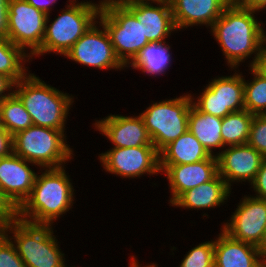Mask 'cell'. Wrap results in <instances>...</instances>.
<instances>
[{"label": "cell", "instance_id": "obj_39", "mask_svg": "<svg viewBox=\"0 0 266 267\" xmlns=\"http://www.w3.org/2000/svg\"><path fill=\"white\" fill-rule=\"evenodd\" d=\"M258 66L262 69V71L266 74V47L263 51L262 57L260 59V62Z\"/></svg>", "mask_w": 266, "mask_h": 267}, {"label": "cell", "instance_id": "obj_1", "mask_svg": "<svg viewBox=\"0 0 266 267\" xmlns=\"http://www.w3.org/2000/svg\"><path fill=\"white\" fill-rule=\"evenodd\" d=\"M254 14V11L241 8L233 0L211 27L228 65L233 69L253 53L256 55L250 67L258 66L266 47V32Z\"/></svg>", "mask_w": 266, "mask_h": 267}, {"label": "cell", "instance_id": "obj_23", "mask_svg": "<svg viewBox=\"0 0 266 267\" xmlns=\"http://www.w3.org/2000/svg\"><path fill=\"white\" fill-rule=\"evenodd\" d=\"M222 118L200 112L193 105L189 111L188 130L212 154V149L224 147L221 136Z\"/></svg>", "mask_w": 266, "mask_h": 267}, {"label": "cell", "instance_id": "obj_5", "mask_svg": "<svg viewBox=\"0 0 266 267\" xmlns=\"http://www.w3.org/2000/svg\"><path fill=\"white\" fill-rule=\"evenodd\" d=\"M71 3L66 10H62L51 24L47 26L49 16L46 18L45 36L41 48L34 54L39 56L47 52H56L65 55L76 41L94 24L98 23L101 7L92 2ZM73 2V3H72ZM76 3V4H75Z\"/></svg>", "mask_w": 266, "mask_h": 267}, {"label": "cell", "instance_id": "obj_12", "mask_svg": "<svg viewBox=\"0 0 266 267\" xmlns=\"http://www.w3.org/2000/svg\"><path fill=\"white\" fill-rule=\"evenodd\" d=\"M105 171L123 178L140 177L144 173L157 174L160 171V155L154 145L130 148H112L100 154Z\"/></svg>", "mask_w": 266, "mask_h": 267}, {"label": "cell", "instance_id": "obj_37", "mask_svg": "<svg viewBox=\"0 0 266 267\" xmlns=\"http://www.w3.org/2000/svg\"><path fill=\"white\" fill-rule=\"evenodd\" d=\"M13 87H14V82L6 75L0 74V102L4 98L9 97L13 93L9 92L8 94H5V91H8L9 89L12 91L11 88Z\"/></svg>", "mask_w": 266, "mask_h": 267}, {"label": "cell", "instance_id": "obj_18", "mask_svg": "<svg viewBox=\"0 0 266 267\" xmlns=\"http://www.w3.org/2000/svg\"><path fill=\"white\" fill-rule=\"evenodd\" d=\"M160 171L165 172L170 184L172 204L188 189L212 180L218 174L217 156L210 155L207 159L197 163L179 165H160Z\"/></svg>", "mask_w": 266, "mask_h": 267}, {"label": "cell", "instance_id": "obj_6", "mask_svg": "<svg viewBox=\"0 0 266 267\" xmlns=\"http://www.w3.org/2000/svg\"><path fill=\"white\" fill-rule=\"evenodd\" d=\"M12 141L16 155L44 169L63 167V163L72 159V149L65 144L61 130L31 125L13 135Z\"/></svg>", "mask_w": 266, "mask_h": 267}, {"label": "cell", "instance_id": "obj_38", "mask_svg": "<svg viewBox=\"0 0 266 267\" xmlns=\"http://www.w3.org/2000/svg\"><path fill=\"white\" fill-rule=\"evenodd\" d=\"M30 5L34 6L36 9L42 11L46 15H49L51 9L49 5L55 4L57 0H25Z\"/></svg>", "mask_w": 266, "mask_h": 267}, {"label": "cell", "instance_id": "obj_32", "mask_svg": "<svg viewBox=\"0 0 266 267\" xmlns=\"http://www.w3.org/2000/svg\"><path fill=\"white\" fill-rule=\"evenodd\" d=\"M18 219V208L0 189V231Z\"/></svg>", "mask_w": 266, "mask_h": 267}, {"label": "cell", "instance_id": "obj_24", "mask_svg": "<svg viewBox=\"0 0 266 267\" xmlns=\"http://www.w3.org/2000/svg\"><path fill=\"white\" fill-rule=\"evenodd\" d=\"M165 43L166 41L149 42L129 63L130 66L151 75L164 74L171 62L170 46Z\"/></svg>", "mask_w": 266, "mask_h": 267}, {"label": "cell", "instance_id": "obj_19", "mask_svg": "<svg viewBox=\"0 0 266 267\" xmlns=\"http://www.w3.org/2000/svg\"><path fill=\"white\" fill-rule=\"evenodd\" d=\"M233 0H170L176 29L198 24L213 26Z\"/></svg>", "mask_w": 266, "mask_h": 267}, {"label": "cell", "instance_id": "obj_33", "mask_svg": "<svg viewBox=\"0 0 266 267\" xmlns=\"http://www.w3.org/2000/svg\"><path fill=\"white\" fill-rule=\"evenodd\" d=\"M251 185L255 192H257V195L254 197L266 200V158L263 160Z\"/></svg>", "mask_w": 266, "mask_h": 267}, {"label": "cell", "instance_id": "obj_43", "mask_svg": "<svg viewBox=\"0 0 266 267\" xmlns=\"http://www.w3.org/2000/svg\"><path fill=\"white\" fill-rule=\"evenodd\" d=\"M0 128H4L2 124L1 108H0Z\"/></svg>", "mask_w": 266, "mask_h": 267}, {"label": "cell", "instance_id": "obj_30", "mask_svg": "<svg viewBox=\"0 0 266 267\" xmlns=\"http://www.w3.org/2000/svg\"><path fill=\"white\" fill-rule=\"evenodd\" d=\"M247 144L266 158V114L254 115Z\"/></svg>", "mask_w": 266, "mask_h": 267}, {"label": "cell", "instance_id": "obj_8", "mask_svg": "<svg viewBox=\"0 0 266 267\" xmlns=\"http://www.w3.org/2000/svg\"><path fill=\"white\" fill-rule=\"evenodd\" d=\"M106 28L115 53L126 66L149 43L144 24L122 4H109L100 9L98 20Z\"/></svg>", "mask_w": 266, "mask_h": 267}, {"label": "cell", "instance_id": "obj_29", "mask_svg": "<svg viewBox=\"0 0 266 267\" xmlns=\"http://www.w3.org/2000/svg\"><path fill=\"white\" fill-rule=\"evenodd\" d=\"M180 267H214V241L192 248L181 261Z\"/></svg>", "mask_w": 266, "mask_h": 267}, {"label": "cell", "instance_id": "obj_34", "mask_svg": "<svg viewBox=\"0 0 266 267\" xmlns=\"http://www.w3.org/2000/svg\"><path fill=\"white\" fill-rule=\"evenodd\" d=\"M13 152L12 135L4 128H0V158L6 157Z\"/></svg>", "mask_w": 266, "mask_h": 267}, {"label": "cell", "instance_id": "obj_31", "mask_svg": "<svg viewBox=\"0 0 266 267\" xmlns=\"http://www.w3.org/2000/svg\"><path fill=\"white\" fill-rule=\"evenodd\" d=\"M0 267H26L7 233L0 231Z\"/></svg>", "mask_w": 266, "mask_h": 267}, {"label": "cell", "instance_id": "obj_22", "mask_svg": "<svg viewBox=\"0 0 266 267\" xmlns=\"http://www.w3.org/2000/svg\"><path fill=\"white\" fill-rule=\"evenodd\" d=\"M159 155L160 165L197 163L210 156L189 130L165 146Z\"/></svg>", "mask_w": 266, "mask_h": 267}, {"label": "cell", "instance_id": "obj_4", "mask_svg": "<svg viewBox=\"0 0 266 267\" xmlns=\"http://www.w3.org/2000/svg\"><path fill=\"white\" fill-rule=\"evenodd\" d=\"M12 232L17 254L26 267H66L51 225L32 224L19 218L2 232Z\"/></svg>", "mask_w": 266, "mask_h": 267}, {"label": "cell", "instance_id": "obj_27", "mask_svg": "<svg viewBox=\"0 0 266 267\" xmlns=\"http://www.w3.org/2000/svg\"><path fill=\"white\" fill-rule=\"evenodd\" d=\"M0 108L3 127L12 136L33 125L30 114L14 93L0 102Z\"/></svg>", "mask_w": 266, "mask_h": 267}, {"label": "cell", "instance_id": "obj_7", "mask_svg": "<svg viewBox=\"0 0 266 267\" xmlns=\"http://www.w3.org/2000/svg\"><path fill=\"white\" fill-rule=\"evenodd\" d=\"M191 96L188 94L153 103L140 114L152 143L159 152L188 131L189 111L194 100Z\"/></svg>", "mask_w": 266, "mask_h": 267}, {"label": "cell", "instance_id": "obj_20", "mask_svg": "<svg viewBox=\"0 0 266 267\" xmlns=\"http://www.w3.org/2000/svg\"><path fill=\"white\" fill-rule=\"evenodd\" d=\"M221 231L214 241V267H264L259 247L235 240Z\"/></svg>", "mask_w": 266, "mask_h": 267}, {"label": "cell", "instance_id": "obj_26", "mask_svg": "<svg viewBox=\"0 0 266 267\" xmlns=\"http://www.w3.org/2000/svg\"><path fill=\"white\" fill-rule=\"evenodd\" d=\"M27 57L29 60V53L26 54L8 38L0 37V74L6 75L14 83H17L28 74L25 73L27 70L22 64Z\"/></svg>", "mask_w": 266, "mask_h": 267}, {"label": "cell", "instance_id": "obj_42", "mask_svg": "<svg viewBox=\"0 0 266 267\" xmlns=\"http://www.w3.org/2000/svg\"><path fill=\"white\" fill-rule=\"evenodd\" d=\"M135 257L133 256L131 259V263H130V267H140L139 265H138V262H137V260L136 259H134ZM145 267V266H144ZM146 267H157V265L156 264H154L153 263V265H147Z\"/></svg>", "mask_w": 266, "mask_h": 267}, {"label": "cell", "instance_id": "obj_13", "mask_svg": "<svg viewBox=\"0 0 266 267\" xmlns=\"http://www.w3.org/2000/svg\"><path fill=\"white\" fill-rule=\"evenodd\" d=\"M230 221L224 223V232L235 240L260 247L266 229V200L244 197Z\"/></svg>", "mask_w": 266, "mask_h": 267}, {"label": "cell", "instance_id": "obj_45", "mask_svg": "<svg viewBox=\"0 0 266 267\" xmlns=\"http://www.w3.org/2000/svg\"><path fill=\"white\" fill-rule=\"evenodd\" d=\"M264 267H266V257H264Z\"/></svg>", "mask_w": 266, "mask_h": 267}, {"label": "cell", "instance_id": "obj_40", "mask_svg": "<svg viewBox=\"0 0 266 267\" xmlns=\"http://www.w3.org/2000/svg\"><path fill=\"white\" fill-rule=\"evenodd\" d=\"M123 1H125V0H102L101 2H100V4H99V6L101 7V8H103L104 6H106V5H109V4H118V3H122Z\"/></svg>", "mask_w": 266, "mask_h": 267}, {"label": "cell", "instance_id": "obj_25", "mask_svg": "<svg viewBox=\"0 0 266 267\" xmlns=\"http://www.w3.org/2000/svg\"><path fill=\"white\" fill-rule=\"evenodd\" d=\"M253 117L254 114L244 109L222 118L221 136L224 147L247 144Z\"/></svg>", "mask_w": 266, "mask_h": 267}, {"label": "cell", "instance_id": "obj_15", "mask_svg": "<svg viewBox=\"0 0 266 267\" xmlns=\"http://www.w3.org/2000/svg\"><path fill=\"white\" fill-rule=\"evenodd\" d=\"M28 163L14 152L0 158V189L17 208L30 195L37 176Z\"/></svg>", "mask_w": 266, "mask_h": 267}, {"label": "cell", "instance_id": "obj_28", "mask_svg": "<svg viewBox=\"0 0 266 267\" xmlns=\"http://www.w3.org/2000/svg\"><path fill=\"white\" fill-rule=\"evenodd\" d=\"M253 81L244 79V107L254 115L266 114V74L259 66L250 67Z\"/></svg>", "mask_w": 266, "mask_h": 267}, {"label": "cell", "instance_id": "obj_21", "mask_svg": "<svg viewBox=\"0 0 266 267\" xmlns=\"http://www.w3.org/2000/svg\"><path fill=\"white\" fill-rule=\"evenodd\" d=\"M231 188L225 180L217 174L212 180L188 189L182 193L172 206L183 208L208 209L215 208L227 200Z\"/></svg>", "mask_w": 266, "mask_h": 267}, {"label": "cell", "instance_id": "obj_44", "mask_svg": "<svg viewBox=\"0 0 266 267\" xmlns=\"http://www.w3.org/2000/svg\"><path fill=\"white\" fill-rule=\"evenodd\" d=\"M141 1H151V3H152V1L155 3V2H157V1H170V0H141Z\"/></svg>", "mask_w": 266, "mask_h": 267}, {"label": "cell", "instance_id": "obj_3", "mask_svg": "<svg viewBox=\"0 0 266 267\" xmlns=\"http://www.w3.org/2000/svg\"><path fill=\"white\" fill-rule=\"evenodd\" d=\"M12 92L21 100L30 114L33 125L64 132L68 111L73 99L67 93L42 82L34 74H28L17 83Z\"/></svg>", "mask_w": 266, "mask_h": 267}, {"label": "cell", "instance_id": "obj_11", "mask_svg": "<svg viewBox=\"0 0 266 267\" xmlns=\"http://www.w3.org/2000/svg\"><path fill=\"white\" fill-rule=\"evenodd\" d=\"M94 23L64 55L85 66L98 69H123L126 67L117 57L110 36L101 23L99 30Z\"/></svg>", "mask_w": 266, "mask_h": 267}, {"label": "cell", "instance_id": "obj_9", "mask_svg": "<svg viewBox=\"0 0 266 267\" xmlns=\"http://www.w3.org/2000/svg\"><path fill=\"white\" fill-rule=\"evenodd\" d=\"M46 18L45 13L25 0H9L7 38L25 52L26 47L30 48L29 56L33 57L41 48Z\"/></svg>", "mask_w": 266, "mask_h": 267}, {"label": "cell", "instance_id": "obj_36", "mask_svg": "<svg viewBox=\"0 0 266 267\" xmlns=\"http://www.w3.org/2000/svg\"><path fill=\"white\" fill-rule=\"evenodd\" d=\"M241 8L251 10V11H260L266 8V0H234Z\"/></svg>", "mask_w": 266, "mask_h": 267}, {"label": "cell", "instance_id": "obj_41", "mask_svg": "<svg viewBox=\"0 0 266 267\" xmlns=\"http://www.w3.org/2000/svg\"><path fill=\"white\" fill-rule=\"evenodd\" d=\"M259 248H260L263 258L266 257V229H265V234L263 237L262 245Z\"/></svg>", "mask_w": 266, "mask_h": 267}, {"label": "cell", "instance_id": "obj_35", "mask_svg": "<svg viewBox=\"0 0 266 267\" xmlns=\"http://www.w3.org/2000/svg\"><path fill=\"white\" fill-rule=\"evenodd\" d=\"M8 3L9 0H0V37L8 36Z\"/></svg>", "mask_w": 266, "mask_h": 267}, {"label": "cell", "instance_id": "obj_14", "mask_svg": "<svg viewBox=\"0 0 266 267\" xmlns=\"http://www.w3.org/2000/svg\"><path fill=\"white\" fill-rule=\"evenodd\" d=\"M218 174L231 188L235 181L252 183L265 157L248 144L229 146L217 155Z\"/></svg>", "mask_w": 266, "mask_h": 267}, {"label": "cell", "instance_id": "obj_2", "mask_svg": "<svg viewBox=\"0 0 266 267\" xmlns=\"http://www.w3.org/2000/svg\"><path fill=\"white\" fill-rule=\"evenodd\" d=\"M68 177L64 167L46 168L37 175L30 195L18 208V218L32 224L51 225L69 211L74 189Z\"/></svg>", "mask_w": 266, "mask_h": 267}, {"label": "cell", "instance_id": "obj_17", "mask_svg": "<svg viewBox=\"0 0 266 267\" xmlns=\"http://www.w3.org/2000/svg\"><path fill=\"white\" fill-rule=\"evenodd\" d=\"M95 128L114 144V148L153 145L140 115L136 117L109 115L96 121Z\"/></svg>", "mask_w": 266, "mask_h": 267}, {"label": "cell", "instance_id": "obj_10", "mask_svg": "<svg viewBox=\"0 0 266 267\" xmlns=\"http://www.w3.org/2000/svg\"><path fill=\"white\" fill-rule=\"evenodd\" d=\"M241 75L235 72L233 76L213 79L197 102H192L193 106L200 112L219 118L244 110V78Z\"/></svg>", "mask_w": 266, "mask_h": 267}, {"label": "cell", "instance_id": "obj_16", "mask_svg": "<svg viewBox=\"0 0 266 267\" xmlns=\"http://www.w3.org/2000/svg\"><path fill=\"white\" fill-rule=\"evenodd\" d=\"M122 4L144 24L149 42L165 41L172 31L177 30L170 1H157L158 7L141 0H125Z\"/></svg>", "mask_w": 266, "mask_h": 267}]
</instances>
